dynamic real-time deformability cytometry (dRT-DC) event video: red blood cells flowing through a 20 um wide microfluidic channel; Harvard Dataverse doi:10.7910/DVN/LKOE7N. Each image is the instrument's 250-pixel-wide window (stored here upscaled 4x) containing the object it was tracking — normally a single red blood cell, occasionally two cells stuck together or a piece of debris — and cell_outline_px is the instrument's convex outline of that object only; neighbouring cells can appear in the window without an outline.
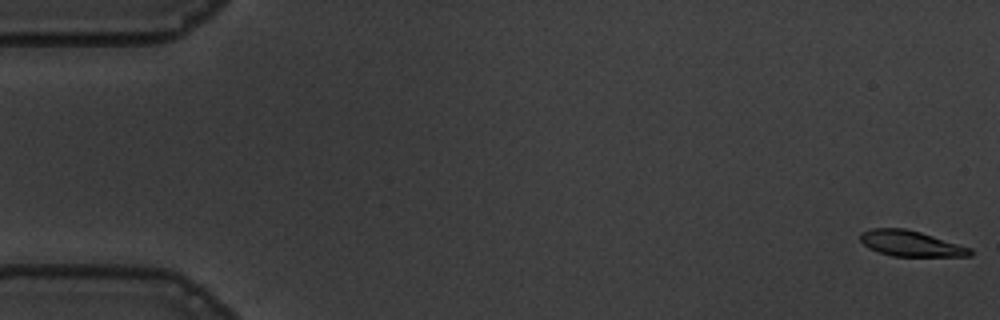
{"species": "common noctule bat (a hibernating species)", "species_latin": "Nyctalus noctula", "temperature_condition": "warm", "stored_images_in_passage": 56, "camera_frame_rate_fps": 3000, "um_per_image_px": 0.085, "animal": {"sex": "male", "body_mass_g": 19.5, "forearm_length_mm": 54.6}, "frame": {"image": 1, "passage_image": 1, "time_ms": 0.0, "image_size_px": [1000, 320], "cell_outline_px": [[972, 256], [892, 256], [868, 248], [860, 240], [860, 232], [872, 228], [904, 228], [920, 232], [972, 248]], "centroid_in_image_um": [77.4, 20.69], "position_along_channel_um": 7.6, "area_um2": 16.36}}
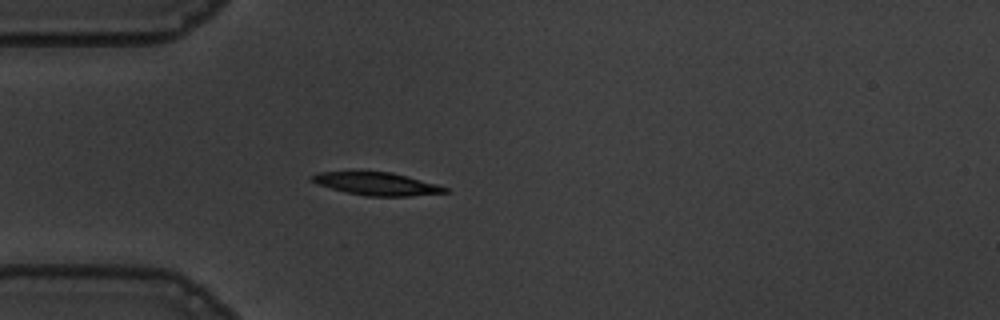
{"frame": {"image": 2, "passage_image": 16, "time_ms": 5.0, "image_size_px": [1000, 320], "cell_outline_px": [[452, 192], [408, 196], [368, 196], [348, 192], [332, 188], [320, 184], [312, 180], [308, 176], [320, 172], [360, 168], [392, 172], [436, 184], [448, 188]], "centroid_in_image_um": [31.99, 15.56], "position_along_channel_um": 53.0, "area_um2": 18.38}}
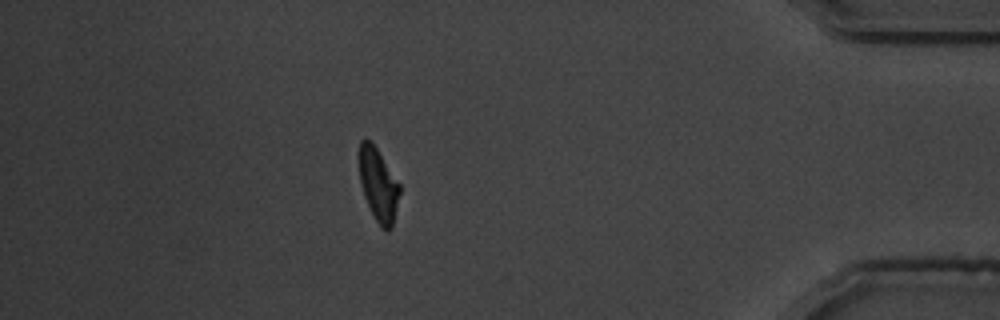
{"frame": {"image": 3, "passage_image": 49, "time_ms": 16.0, "image_size_px": [1000, 320], "cell_outline_px": [[400, 192], [392, 228], [388, 232], [380, 228], [364, 196], [360, 184], [356, 152], [360, 140], [372, 140], [400, 184]], "centroid_in_image_um": [32.12, 15.64], "position_along_channel_um": 403.1, "area_um2": 17.8}, "authors_computed_cell_mechanics": {"area_um2": 18.1203, "velocity_mm_per_s": 3.6519, "shape_relaxation_time_tau1_ms": 3.3719, "shape_relaxation_time_tau2_ms": 2.2152, "deformation_change_tau1": 0.1539, "deformation_change_tau2": 0.0761}}